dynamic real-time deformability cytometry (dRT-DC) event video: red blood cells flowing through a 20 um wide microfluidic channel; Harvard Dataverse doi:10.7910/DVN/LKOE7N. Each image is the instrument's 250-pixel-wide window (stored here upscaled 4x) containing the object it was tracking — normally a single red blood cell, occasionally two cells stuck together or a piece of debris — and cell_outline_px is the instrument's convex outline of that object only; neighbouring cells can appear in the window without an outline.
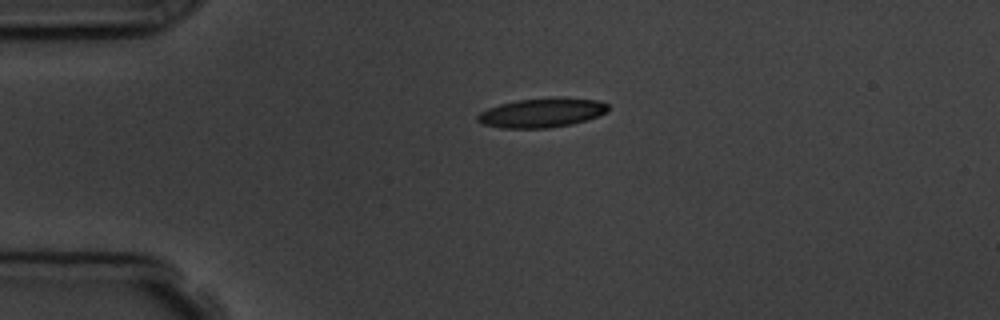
{"species": "common noctule bat (a hibernating species)", "species_latin": "Nyctalus noctula", "temperature_condition": "room temperature", "stored_images_in_passage": 2, "camera_frame_rate_fps": 3000, "um_per_image_px": 0.085, "animal": {"sex": "male", "body_mass_g": 19.5, "forearm_length_mm": 54.6}, "frame": {"image": 1, "passage_image": 1, "time_ms": 0.0, "image_size_px": [1000, 320], "cell_outline_px": [[608, 112], [572, 124], [548, 128], [500, 128], [484, 124], [476, 120], [476, 116], [480, 112], [488, 108], [500, 104], [516, 100], [560, 96], [564, 96], [596, 100], [608, 104]], "centroid_in_image_um": [46.05, 9.57], "position_along_channel_um": 39.0, "area_um2": 22.48}}